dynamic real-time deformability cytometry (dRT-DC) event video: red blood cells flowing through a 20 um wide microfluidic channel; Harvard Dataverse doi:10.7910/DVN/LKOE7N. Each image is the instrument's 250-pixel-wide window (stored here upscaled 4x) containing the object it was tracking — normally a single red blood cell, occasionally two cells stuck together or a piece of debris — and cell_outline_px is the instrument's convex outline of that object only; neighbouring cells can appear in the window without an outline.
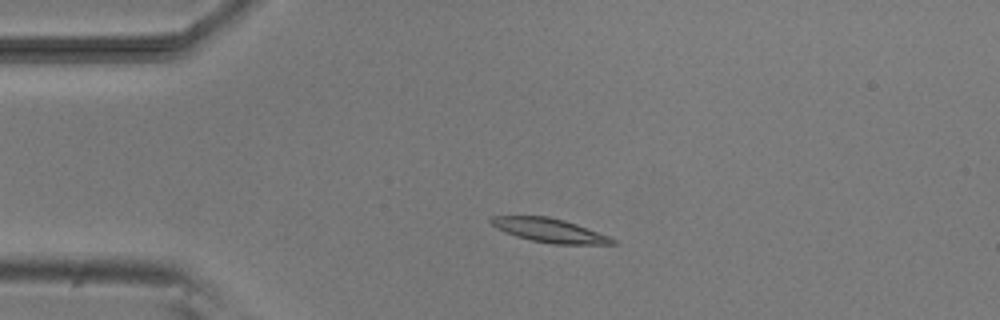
{"species": "common noctule bat (a hibernating species)", "species_latin": "Nyctalus noctula", "temperature_condition": "room temperature", "stored_images_in_passage": 4, "camera_frame_rate_fps": 3000, "um_per_image_px": 0.085, "animal": {"sex": "male", "body_mass_g": 20.5, "forearm_length_mm": 52.5}, "frame": {"image": 1, "passage_image": 3, "time_ms": 2.333, "image_size_px": [1000, 320], "cell_outline_px": [[620, 244], [556, 244], [532, 240], [516, 236], [504, 232], [496, 228], [488, 220], [492, 216], [548, 216], [564, 220], [576, 224], [608, 236], [616, 240]], "centroid_in_image_um": [46.7, 19.58], "position_along_channel_um": 38.3, "area_um2": 16.76}}